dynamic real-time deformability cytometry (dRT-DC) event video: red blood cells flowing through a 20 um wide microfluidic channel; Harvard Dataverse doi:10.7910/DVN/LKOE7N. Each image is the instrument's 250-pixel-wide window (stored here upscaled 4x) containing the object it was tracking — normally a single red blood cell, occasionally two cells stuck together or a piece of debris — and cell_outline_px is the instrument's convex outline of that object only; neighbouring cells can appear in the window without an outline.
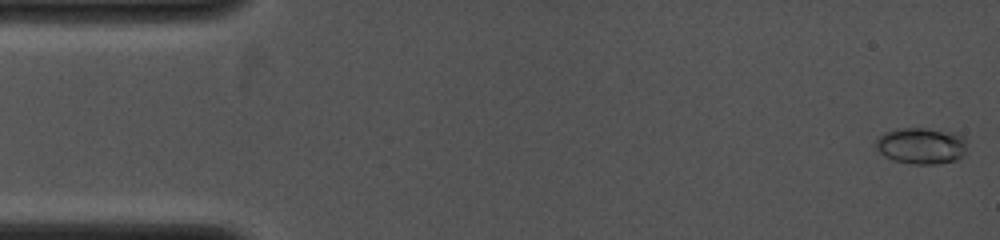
{"species": "common noctule bat (a hibernating species)", "species_latin": "Nyctalus noctula", "temperature_condition": "cold", "stored_images_in_passage": 54, "camera_frame_rate_fps": 4000, "um_per_image_px": 0.085, "animal": {"sex": "female", "body_mass_g": 19.0, "forearm_length_mm": 53.3}, "frame": {"image": 1, "passage_image": 1, "time_ms": 0.0, "image_size_px": [1000, 240], "cell_outline_px": [[964, 156], [956, 160], [936, 164], [912, 164], [892, 160], [884, 156], [876, 148], [876, 140], [884, 132], [900, 128], [928, 128], [956, 132], [964, 136]], "centroid_in_image_um": [78.3, 12.38], "position_along_channel_um": 6.7, "area_um2": 19.48}}
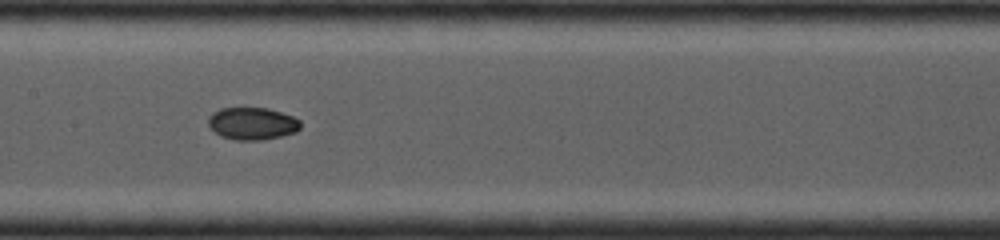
{"frame": {"image": 2, "passage_image": 27, "time_ms": 6.5, "image_size_px": [1000, 240], "cell_outline_px": [[300, 128], [296, 132], [280, 136], [260, 140], [236, 140], [220, 136], [208, 124], [208, 116], [212, 112], [220, 108], [268, 108], [292, 116], [300, 120]], "centroid_in_image_um": [21.43, 10.49], "position_along_channel_um": 186.0, "area_um2": 17.34}}
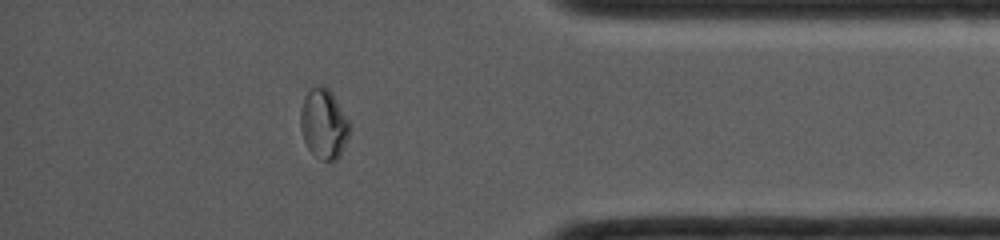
{"frame": {"image": 3, "passage_image": 47, "time_ms": 11.5, "image_size_px": [1000, 240], "cell_outline_px": [[348, 136], [340, 156], [332, 164], [320, 160], [308, 148], [304, 140], [300, 128], [300, 108], [304, 96], [312, 88], [320, 84], [328, 88], [332, 92], [348, 120]], "centroid_in_image_um": [27.49, 10.55], "position_along_channel_um": 407.7, "area_um2": 20.06}}